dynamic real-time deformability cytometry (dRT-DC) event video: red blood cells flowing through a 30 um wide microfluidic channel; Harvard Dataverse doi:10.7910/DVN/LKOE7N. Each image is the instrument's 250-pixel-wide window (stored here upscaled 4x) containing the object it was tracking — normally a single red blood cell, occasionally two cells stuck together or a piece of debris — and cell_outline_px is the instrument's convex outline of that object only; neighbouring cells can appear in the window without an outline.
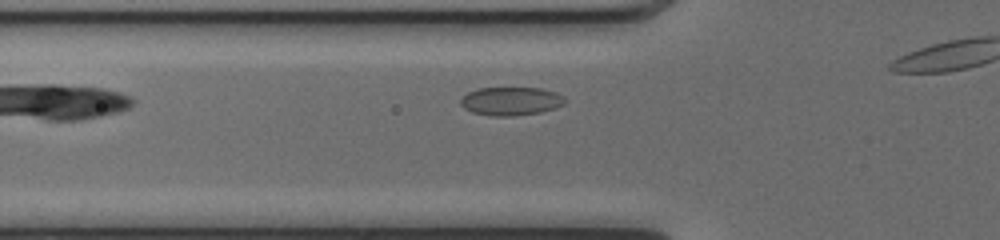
{"species": "common noctule bat (a hibernating species)", "species_latin": "Nyctalus noctula", "temperature_condition": "cold", "stored_images_in_passage": 29, "segment_of_instrument_passage": [1, 2], "camera_frame_rate_fps": 3000, "um_per_image_px": 0.085, "animal": {"sex": "female", "body_mass_g": 17.0, "forearm_length_mm": 48.0}, "frame": {"image": 1, "passage_image": 8, "time_ms": 2.333, "image_size_px": [1000, 240], "cell_outline_px": [[568, 100], [564, 104], [540, 112], [516, 116], [492, 116], [472, 112], [464, 108], [460, 104], [460, 100], [468, 92], [480, 88], [540, 88], [556, 92], [564, 96]], "centroid_in_image_um": [43.44, 8.6], "position_along_channel_um": 82.4, "area_um2": 17.28}}
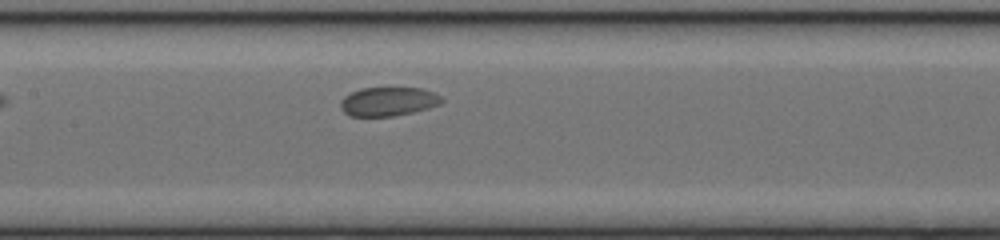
{"frame": {"image": 2, "passage_image": 15, "time_ms": 4.667, "image_size_px": [1000, 240], "cell_outline_px": [[444, 100], [440, 104], [428, 108], [412, 112], [392, 116], [348, 116], [340, 108], [340, 100], [344, 96], [360, 88], [420, 88], [436, 92]], "centroid_in_image_um": [32.99, 8.62], "position_along_channel_um": 174.4, "area_um2": 17.11}}
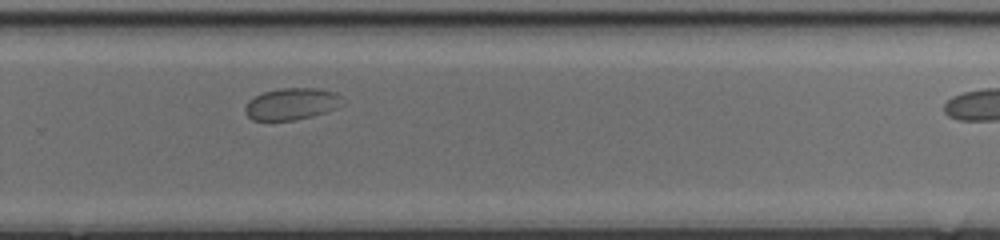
{"frame": {"image": 3, "passage_image": 25, "time_ms": 8.0, "image_size_px": [1000, 240], "cell_outline_px": [[344, 104], [336, 108], [312, 116], [292, 120], [252, 120], [244, 112], [244, 108], [248, 100], [264, 92], [280, 88], [316, 88], [336, 92], [340, 96]], "centroid_in_image_um": [24.78, 8.83], "position_along_channel_um": 305.0, "area_um2": 17.98}}